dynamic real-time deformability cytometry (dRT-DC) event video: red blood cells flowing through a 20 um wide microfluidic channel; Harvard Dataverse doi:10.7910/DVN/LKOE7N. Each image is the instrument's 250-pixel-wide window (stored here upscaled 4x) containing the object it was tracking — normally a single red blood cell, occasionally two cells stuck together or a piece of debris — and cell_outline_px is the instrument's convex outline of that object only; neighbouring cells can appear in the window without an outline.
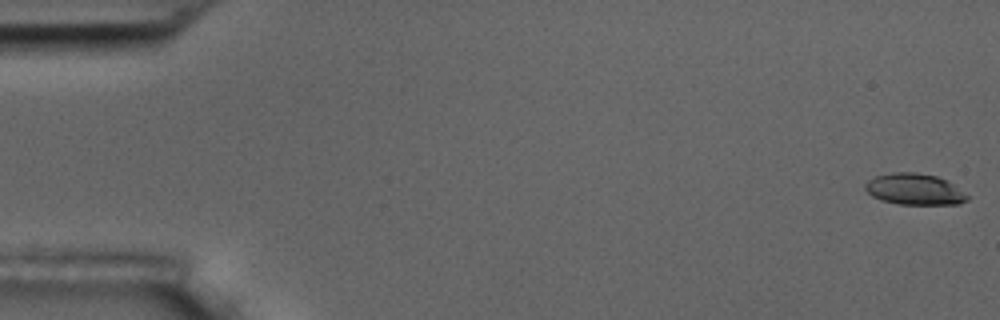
{"species": "common noctule bat (a hibernating species)", "species_latin": "Nyctalus noctula", "temperature_condition": "room temperature", "stored_images_in_passage": 7, "camera_frame_rate_fps": 3000, "um_per_image_px": 0.085, "animal": {"sex": "male", "body_mass_g": 17.5, "forearm_length_mm": 52.3}, "frame": {"image": 1, "passage_image": 1, "time_ms": 0.0, "image_size_px": [1000, 320], "cell_outline_px": [[968, 200], [960, 204], [900, 204], [880, 200], [872, 196], [864, 188], [864, 184], [868, 180], [876, 176], [892, 172], [916, 172], [936, 176], [952, 184], [968, 196]], "centroid_in_image_um": [77.69, 16.08], "position_along_channel_um": 7.3, "area_um2": 18.44}}
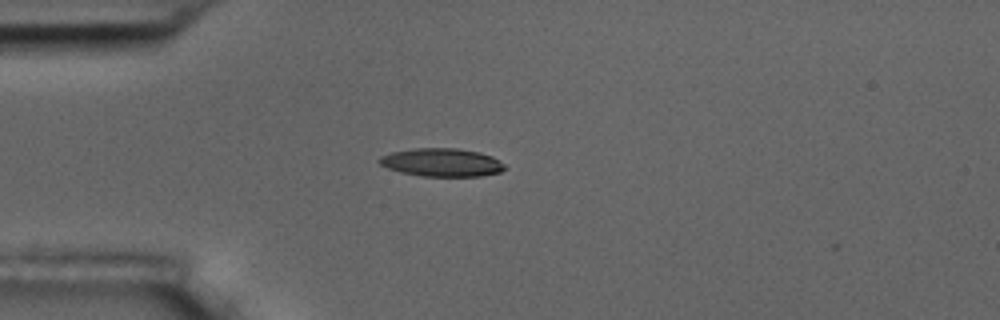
{"frame": {"image": 2, "passage_image": 5, "time_ms": 4.667, "image_size_px": [1000, 320], "cell_outline_px": [[508, 168], [500, 172], [480, 176], [420, 176], [400, 172], [388, 168], [380, 164], [376, 160], [380, 156], [392, 152], [416, 148], [456, 148], [480, 152], [492, 156], [504, 164]], "centroid_in_image_um": [37.55, 13.81], "position_along_channel_um": 47.4, "area_um2": 20.69}}